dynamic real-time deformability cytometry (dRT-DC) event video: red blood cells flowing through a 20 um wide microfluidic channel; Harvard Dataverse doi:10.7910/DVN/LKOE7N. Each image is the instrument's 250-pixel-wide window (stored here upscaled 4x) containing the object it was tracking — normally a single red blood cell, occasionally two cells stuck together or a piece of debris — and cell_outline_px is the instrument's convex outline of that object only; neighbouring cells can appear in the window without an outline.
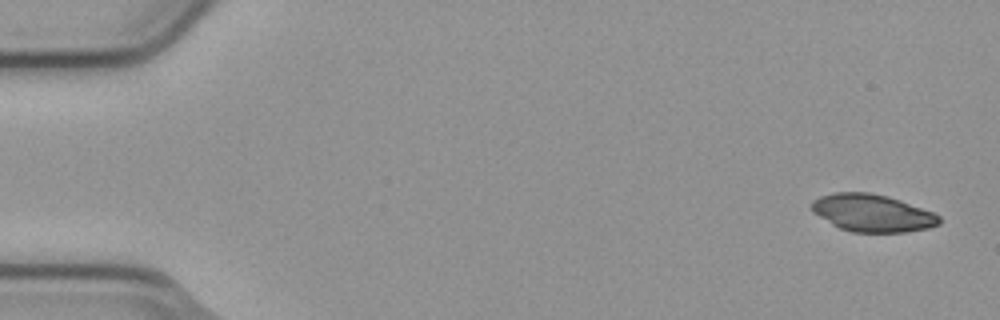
{"species": "common noctule bat (a hibernating species)", "species_latin": "Nyctalus noctula", "temperature_condition": "cold", "stored_images_in_passage": 4, "camera_frame_rate_fps": 3000, "um_per_image_px": 0.085, "animal": {"sex": "male", "body_mass_g": 23.1, "forearm_length_mm": 52.7}, "frame": {"image": 1, "passage_image": 1, "time_ms": 0.0, "image_size_px": [1000, 320], "cell_outline_px": [[940, 224], [928, 228], [908, 232], [852, 232], [840, 228], [832, 224], [812, 212], [808, 204], [812, 200], [820, 196], [836, 192], [868, 192], [888, 196], [900, 200], [932, 212], [940, 216]], "centroid_in_image_um": [74.11, 18.1], "position_along_channel_um": 10.9, "area_um2": 27.92}}